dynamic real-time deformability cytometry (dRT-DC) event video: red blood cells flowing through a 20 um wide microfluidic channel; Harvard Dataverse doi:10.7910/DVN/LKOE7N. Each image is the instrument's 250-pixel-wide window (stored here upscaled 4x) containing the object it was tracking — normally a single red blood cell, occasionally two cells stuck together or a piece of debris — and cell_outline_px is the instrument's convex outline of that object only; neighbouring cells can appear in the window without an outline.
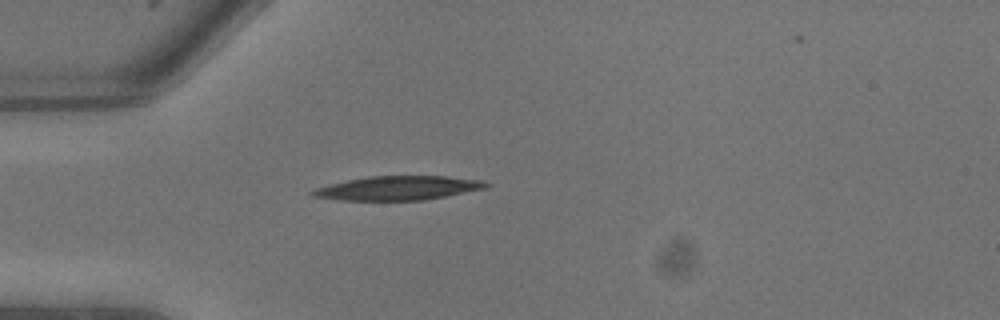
{"species": "common noctule bat (a hibernating species)", "species_latin": "Nyctalus noctula", "temperature_condition": "warm", "stored_images_in_passage": 4, "camera_frame_rate_fps": 3000, "um_per_image_px": 0.085, "animal": {"sex": "male", "body_mass_g": 13.3}, "frame": {"image": 1, "passage_image": 2, "time_ms": 0.333, "image_size_px": [1000, 320], "cell_outline_px": [[492, 184], [488, 188], [424, 200], [340, 200], [312, 196], [308, 192], [316, 188], [328, 184], [368, 176], [448, 176], [480, 180]], "centroid_in_image_um": [33.85, 15.98], "position_along_channel_um": 51.2, "area_um2": 24.33}}
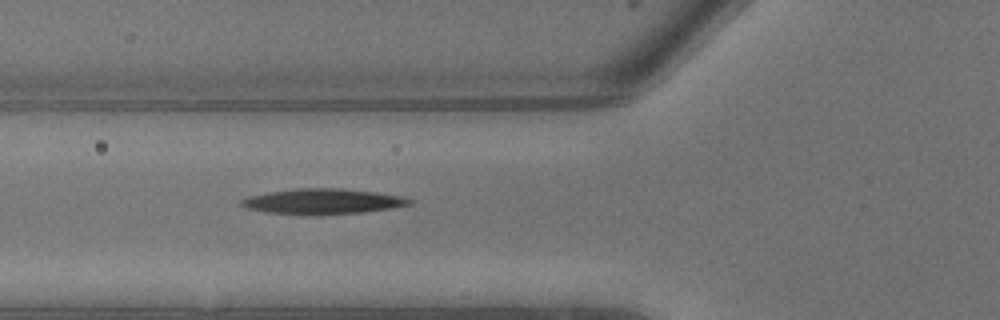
{"frame": {"image": 2, "passage_image": 4, "time_ms": 1.0, "image_size_px": [1000, 320], "cell_outline_px": [[412, 204], [392, 208], [364, 212], [268, 212], [248, 208], [236, 204], [240, 200], [248, 196], [268, 192], [296, 188], [340, 188], [376, 192], [404, 196], [412, 200]], "centroid_in_image_um": [27.46, 17.07], "position_along_channel_um": 98.3, "area_um2": 23.87}}